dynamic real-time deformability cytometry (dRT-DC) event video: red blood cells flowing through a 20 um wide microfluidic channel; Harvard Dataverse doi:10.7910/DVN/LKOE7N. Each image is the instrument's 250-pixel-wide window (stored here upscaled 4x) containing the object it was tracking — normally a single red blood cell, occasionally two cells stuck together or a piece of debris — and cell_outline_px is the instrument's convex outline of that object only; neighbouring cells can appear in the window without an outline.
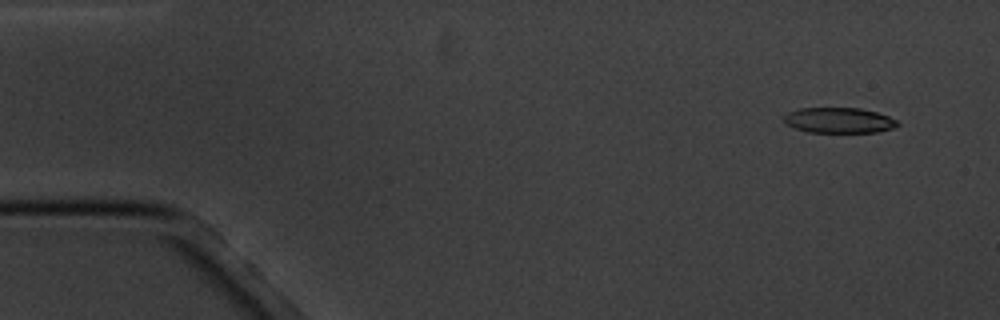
{"species": "common noctule bat (a hibernating species)", "species_latin": "Nyctalus noctula", "temperature_condition": "cold", "stored_images_in_passage": 4, "camera_frame_rate_fps": 3000, "um_per_image_px": 0.085, "animal": {"sex": "male", "body_mass_g": 20.1, "forearm_length_mm": 53.5}, "frame": {"image": 1, "passage_image": 1, "time_ms": 0.0, "image_size_px": [1000, 320], "cell_outline_px": [[900, 124], [892, 128], [876, 132], [808, 132], [796, 128], [788, 124], [784, 120], [784, 116], [788, 112], [800, 108], [860, 108], [876, 112], [888, 116], [896, 120]], "centroid_in_image_um": [71.32, 10.22], "position_along_channel_um": 13.7, "area_um2": 16.65}}
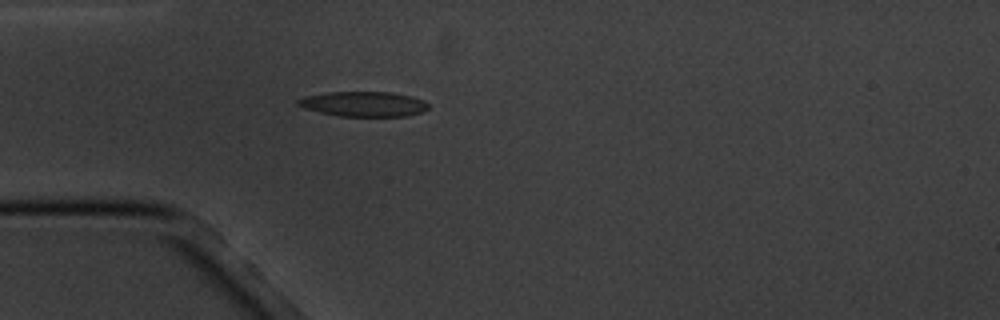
{"frame": {"image": 2, "passage_image": 4, "time_ms": 4.0, "image_size_px": [1000, 320], "cell_outline_px": [[428, 108], [420, 112], [404, 116], [340, 116], [320, 112], [304, 108], [296, 104], [296, 100], [304, 96], [328, 92], [392, 92], [412, 96], [424, 100], [428, 104]], "centroid_in_image_um": [30.89, 8.83], "position_along_channel_um": 54.1, "area_um2": 18.96}}